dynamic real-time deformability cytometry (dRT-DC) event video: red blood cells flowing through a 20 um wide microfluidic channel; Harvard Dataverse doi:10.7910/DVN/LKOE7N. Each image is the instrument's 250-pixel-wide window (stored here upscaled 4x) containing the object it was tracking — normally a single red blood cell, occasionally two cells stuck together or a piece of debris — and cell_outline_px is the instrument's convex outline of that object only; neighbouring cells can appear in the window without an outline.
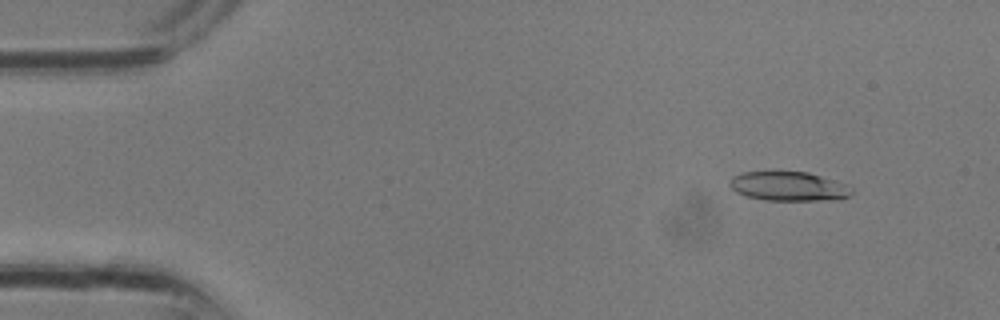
{"species": "common noctule bat (a hibernating species)", "species_latin": "Nyctalus noctula", "temperature_condition": "room temperature", "stored_images_in_passage": 11, "camera_frame_rate_fps": 3000, "um_per_image_px": 0.085, "animal": {"sex": "male", "body_mass_g": 13.3}, "frame": {"image": 1, "passage_image": 4, "time_ms": 1.0, "image_size_px": [1000, 320], "cell_outline_px": [[852, 192], [848, 196], [840, 200], [764, 200], [748, 196], [736, 192], [728, 184], [728, 180], [732, 176], [740, 172], [772, 168], [808, 172], [844, 184], [852, 188]], "centroid_in_image_um": [66.94, 15.78], "position_along_channel_um": 18.1, "area_um2": 21.68}}
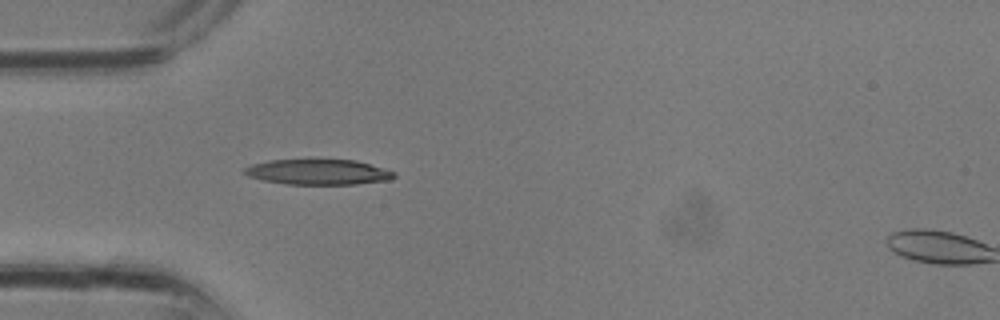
{"frame": {"image": 2, "passage_image": 10, "time_ms": 3.0, "image_size_px": [1000, 320], "cell_outline_px": [[396, 176], [392, 180], [356, 184], [288, 184], [264, 180], [248, 176], [244, 172], [244, 168], [252, 164], [268, 160], [356, 160], [384, 168], [396, 172]], "centroid_in_image_um": [27.1, 14.62], "position_along_channel_um": 57.9, "area_um2": 22.08}}